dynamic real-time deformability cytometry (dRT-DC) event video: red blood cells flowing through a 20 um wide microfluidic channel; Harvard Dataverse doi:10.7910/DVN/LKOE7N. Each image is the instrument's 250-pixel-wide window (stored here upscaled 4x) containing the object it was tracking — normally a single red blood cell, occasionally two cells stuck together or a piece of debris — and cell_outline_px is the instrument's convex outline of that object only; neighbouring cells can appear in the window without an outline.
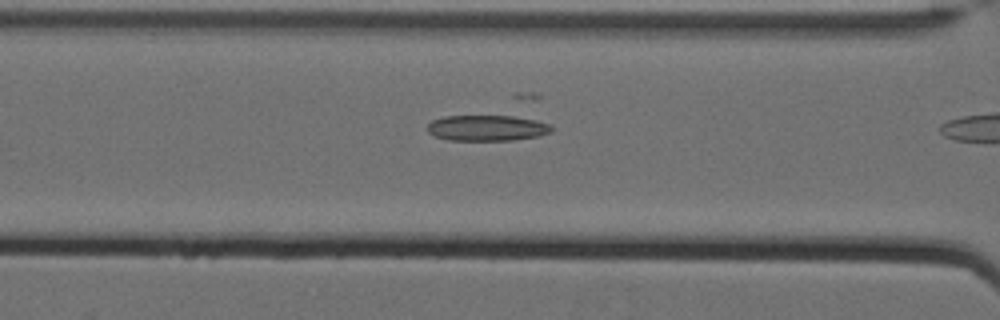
{"species": "Egyptian fruit bat (a non-hibernating species)", "species_latin": "Rousettus aegyptiacus", "temperature_condition": "cold", "stored_images_in_passage": 5, "camera_frame_rate_fps": 3000, "um_per_image_px": 0.085, "animal": {"sex": "female"}, "frame": {"image": 1, "passage_image": 4, "time_ms": 1.0, "image_size_px": [1000, 320], "cell_outline_px": [[552, 132], [540, 136], [512, 140], [448, 140], [432, 136], [428, 132], [428, 124], [432, 120], [444, 116], [512, 116], [536, 120], [552, 124]], "centroid_in_image_um": [41.4, 10.88], "position_along_channel_um": 125.2, "area_um2": 18.79}}